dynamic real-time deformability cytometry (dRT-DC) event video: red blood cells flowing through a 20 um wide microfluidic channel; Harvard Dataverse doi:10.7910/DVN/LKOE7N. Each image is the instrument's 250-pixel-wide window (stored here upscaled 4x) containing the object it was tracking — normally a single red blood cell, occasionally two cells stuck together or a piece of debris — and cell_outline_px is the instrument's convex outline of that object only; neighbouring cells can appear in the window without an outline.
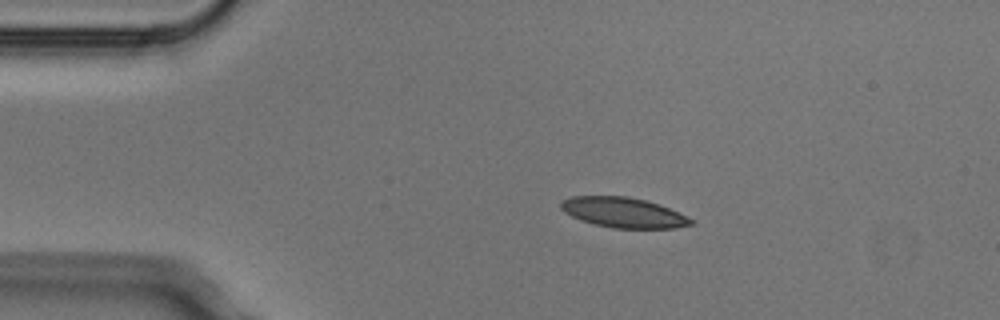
{"species": "Egyptian fruit bat (a non-hibernating species)", "species_latin": "Rousettus aegyptiacus", "temperature_condition": "cold", "stored_images_in_passage": 3, "camera_frame_rate_fps": 3000, "um_per_image_px": 0.085, "animal": {"sex": "male"}, "frame": {"image": 1, "passage_image": 1, "time_ms": 0.0, "image_size_px": [1000, 320], "cell_outline_px": [[696, 224], [676, 228], [612, 228], [592, 224], [580, 220], [564, 212], [560, 208], [560, 200], [572, 196], [628, 196], [660, 204], [688, 216], [696, 220]], "centroid_in_image_um": [53.01, 18.07], "position_along_channel_um": 32.0, "area_um2": 23.24}}
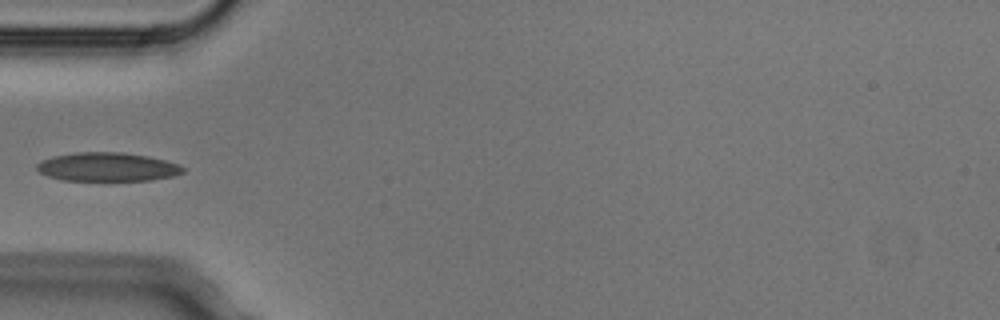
{"frame": {"image": 2, "passage_image": 3, "time_ms": 0.667, "image_size_px": [1000, 320], "cell_outline_px": [[184, 172], [172, 176], [152, 180], [64, 180], [48, 176], [40, 172], [36, 168], [36, 164], [40, 160], [52, 156], [76, 152], [120, 152], [148, 156], [180, 164], [184, 168]], "centroid_in_image_um": [9.11, 14.18], "position_along_channel_um": 75.9, "area_um2": 24.45}}